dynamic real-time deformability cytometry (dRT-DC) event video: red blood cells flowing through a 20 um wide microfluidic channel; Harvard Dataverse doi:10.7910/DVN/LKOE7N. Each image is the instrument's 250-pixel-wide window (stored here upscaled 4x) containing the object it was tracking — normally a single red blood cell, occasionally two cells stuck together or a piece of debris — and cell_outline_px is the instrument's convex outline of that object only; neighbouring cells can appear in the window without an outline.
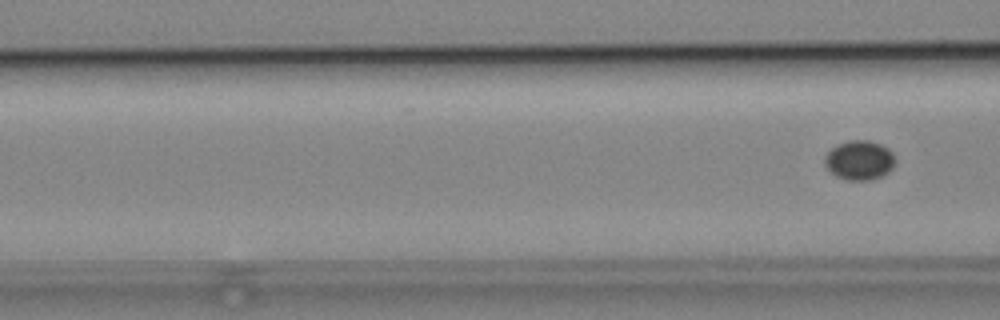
{"species": "common noctule bat (a hibernating species)", "species_latin": "Nyctalus noctula", "temperature_condition": "cold", "stored_images_in_passage": 4, "segment_of_instrument_passage": [2, 2], "camera_frame_rate_fps": 3000, "um_per_image_px": 0.085, "animal": {"sex": "male", "body_mass_g": 19.2, "forearm_length_mm": 51.8}, "frame": {"image": 1, "passage_image": 4, "time_ms": 4.333, "image_size_px": [1000, 320], "cell_outline_px": [[896, 160], [892, 168], [888, 172], [872, 180], [848, 180], [836, 176], [828, 172], [824, 164], [824, 156], [836, 144], [848, 140], [868, 140], [880, 144], [888, 148], [892, 152]], "centroid_in_image_um": [73.02, 13.62], "position_along_channel_um": 93.6, "area_um2": 16.42}}